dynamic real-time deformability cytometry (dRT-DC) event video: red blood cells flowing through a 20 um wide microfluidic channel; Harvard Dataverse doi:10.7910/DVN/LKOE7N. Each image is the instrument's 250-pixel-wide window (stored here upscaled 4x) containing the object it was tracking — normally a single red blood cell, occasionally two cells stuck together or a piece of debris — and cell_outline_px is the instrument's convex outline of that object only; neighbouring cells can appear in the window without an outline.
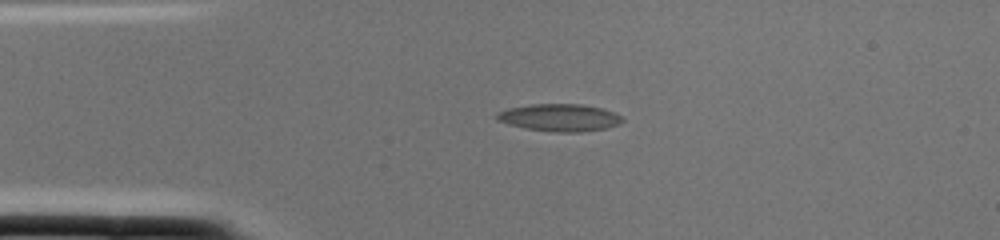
{"species": "common noctule bat (a hibernating species)", "species_latin": "Nyctalus noctula", "temperature_condition": "cold", "stored_images_in_passage": 1, "camera_frame_rate_fps": 3000, "um_per_image_px": 0.085, "animal": {"sex": "female", "body_mass_g": 22.0, "forearm_length_mm": 56.7}, "frame": {"image": 1, "passage_image": 1, "time_ms": 0.0, "image_size_px": [1000, 240], "cell_outline_px": [[624, 120], [620, 124], [604, 128], [580, 132], [552, 132], [524, 128], [508, 124], [496, 120], [496, 112], [508, 108], [532, 104], [580, 104], [604, 108], [624, 116]], "centroid_in_image_um": [47.58, 9.99], "position_along_channel_um": 37.4, "area_um2": 20.23}}